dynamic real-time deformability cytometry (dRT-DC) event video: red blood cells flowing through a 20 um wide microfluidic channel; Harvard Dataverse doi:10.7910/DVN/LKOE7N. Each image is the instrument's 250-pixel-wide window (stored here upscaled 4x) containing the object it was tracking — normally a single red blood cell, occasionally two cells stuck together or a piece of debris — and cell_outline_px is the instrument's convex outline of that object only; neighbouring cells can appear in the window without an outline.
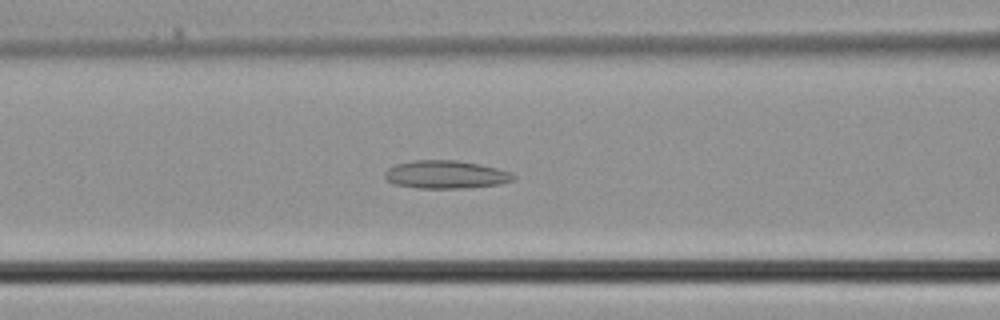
{"species": "common noctule bat (a hibernating species)", "species_latin": "Nyctalus noctula", "temperature_condition": "cold", "stored_images_in_passage": 30, "camera_frame_rate_fps": 3000, "um_per_image_px": 0.085, "animal": {"sex": "male", "body_mass_g": 21.5, "forearm_length_mm": 52.0}, "frame": {"image": 1, "passage_image": 11, "time_ms": 3.333, "image_size_px": [1000, 320], "cell_outline_px": [[516, 180], [500, 184], [468, 188], [416, 188], [392, 184], [384, 176], [384, 172], [388, 168], [396, 164], [412, 160], [456, 160], [480, 164], [512, 172], [516, 176]], "centroid_in_image_um": [37.91, 14.84], "position_along_channel_um": 128.7, "area_um2": 21.27}}
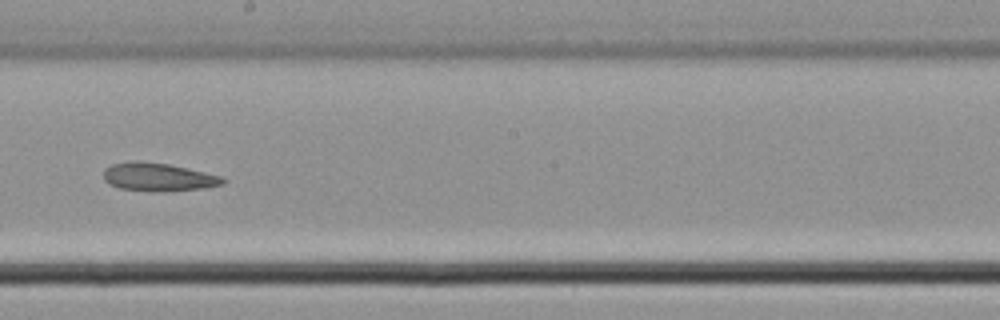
{"frame": {"image": 2, "passage_image": 17, "time_ms": 5.333, "image_size_px": [1000, 320], "cell_outline_px": [[224, 184], [208, 188], [164, 192], [152, 192], [120, 188], [108, 184], [104, 180], [104, 168], [112, 164], [168, 164], [204, 172], [220, 176], [224, 180]], "centroid_in_image_um": [13.5, 15.12], "position_along_channel_um": 234.7, "area_um2": 18.96}}
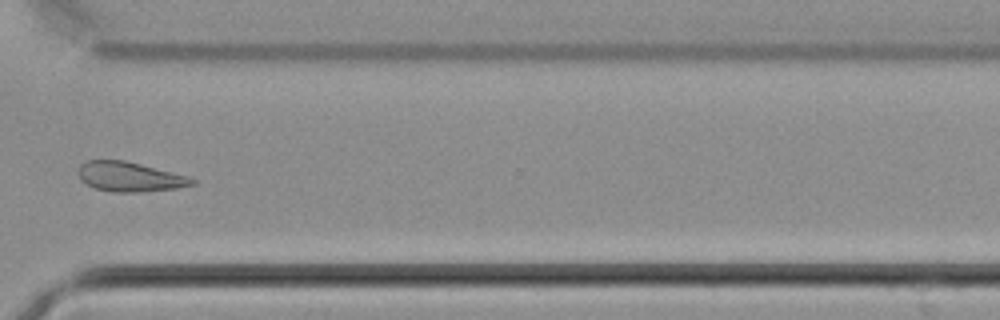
{"frame": {"image": 3, "passage_image": 24, "time_ms": 7.667, "image_size_px": [1000, 320], "cell_outline_px": [[196, 184], [176, 188], [136, 192], [112, 192], [92, 188], [80, 180], [80, 164], [88, 160], [124, 160], [188, 176], [196, 180]], "centroid_in_image_um": [11.01, 15.03], "position_along_channel_um": 359.6, "area_um2": 19.54}}